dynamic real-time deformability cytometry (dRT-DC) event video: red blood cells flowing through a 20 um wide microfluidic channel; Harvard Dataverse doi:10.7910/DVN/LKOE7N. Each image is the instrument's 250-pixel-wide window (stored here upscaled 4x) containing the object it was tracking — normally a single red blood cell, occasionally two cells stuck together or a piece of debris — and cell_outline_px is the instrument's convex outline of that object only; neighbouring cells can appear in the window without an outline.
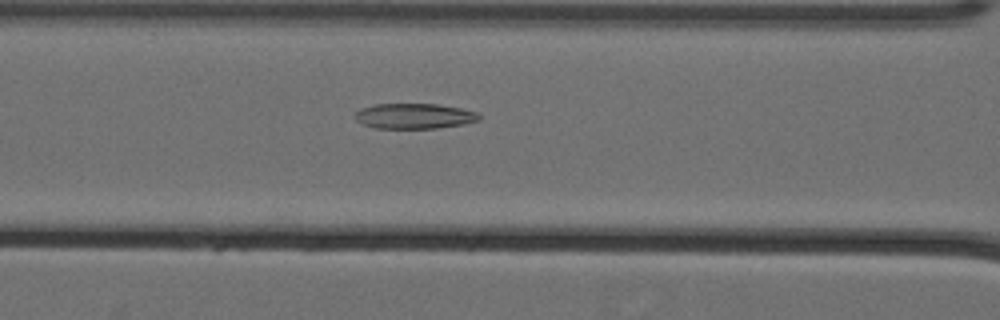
{"species": "Egyptian fruit bat (a non-hibernating species)", "species_latin": "Rousettus aegyptiacus", "temperature_condition": "cold", "stored_images_in_passage": 45, "camera_frame_rate_fps": 3000, "um_per_image_px": 0.085, "animal": {"sex": "female"}, "frame": {"image": 1, "passage_image": 14, "time_ms": 4.333, "image_size_px": [1000, 320], "cell_outline_px": [[480, 120], [464, 124], [436, 128], [376, 128], [364, 124], [356, 120], [356, 112], [360, 108], [376, 104], [436, 104], [460, 108], [480, 112]], "centroid_in_image_um": [35.25, 9.86], "position_along_channel_um": 131.3, "area_um2": 18.26}}
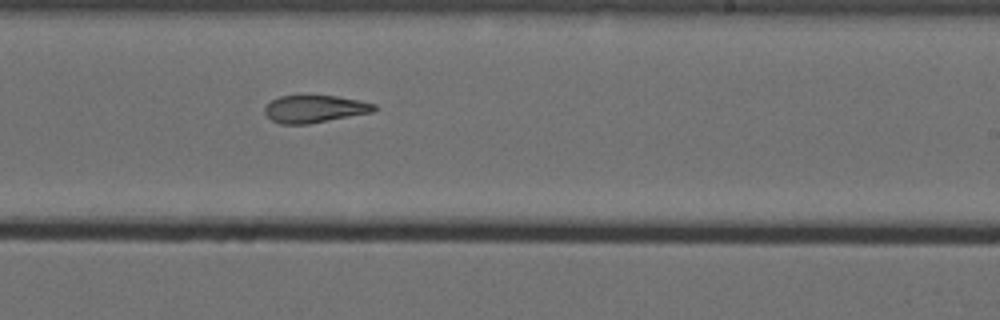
{"frame": {"image": 2, "passage_image": 25, "time_ms": 8.0, "image_size_px": [1000, 320], "cell_outline_px": [[376, 108], [372, 112], [308, 124], [280, 124], [272, 120], [264, 112], [264, 108], [272, 100], [280, 96], [336, 96], [360, 100], [376, 104]], "centroid_in_image_um": [26.74, 9.26], "position_along_channel_um": 262.3, "area_um2": 17.28}}
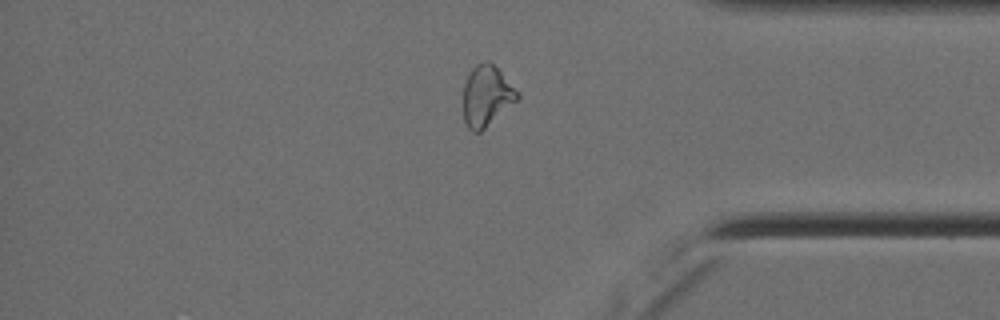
{"frame": {"image": 3, "passage_image": 37, "time_ms": 12.0, "image_size_px": [1000, 320], "cell_outline_px": [[520, 96], [516, 100], [480, 132], [472, 132], [468, 128], [464, 120], [464, 84], [472, 68], [476, 64], [484, 60], [488, 60], [520, 92]], "centroid_in_image_um": [41.35, 8.14], "position_along_channel_um": 393.9, "area_um2": 18.79}, "authors_computed_cell_mechanics": {"area_um2": 18.9584, "velocity_mm_per_s": 3.5682, "shape_relaxation_time_tau1_ms": null, "shape_relaxation_time_tau2_ms": 4.2457, "deformation_change_tau1": null, "deformation_change_tau2": 0.1306}}